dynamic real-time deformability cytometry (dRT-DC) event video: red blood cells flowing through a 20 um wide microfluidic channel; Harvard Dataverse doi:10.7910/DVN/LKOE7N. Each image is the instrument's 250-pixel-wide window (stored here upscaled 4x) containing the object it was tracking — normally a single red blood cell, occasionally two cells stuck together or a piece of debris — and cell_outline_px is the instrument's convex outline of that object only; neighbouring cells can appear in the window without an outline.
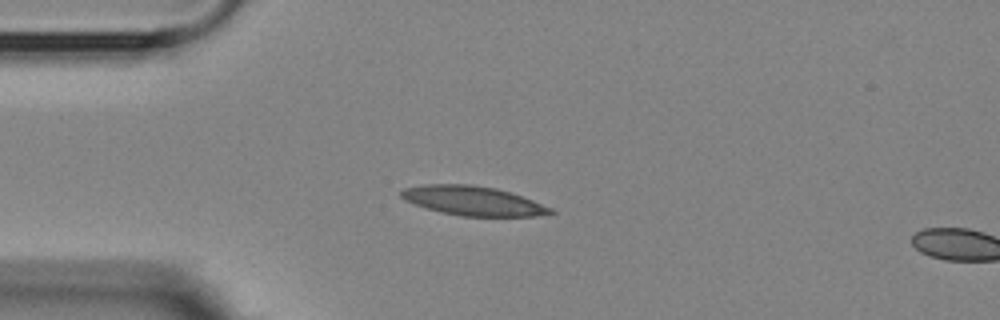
{"species": "Egyptian fruit bat (a non-hibernating species)", "species_latin": "Rousettus aegyptiacus", "temperature_condition": "room temperature", "stored_images_in_passage": 4, "segment_of_instrument_passage": [1, 2], "camera_frame_rate_fps": 3000, "um_per_image_px": 0.085, "animal": {"sex": "female"}, "frame": {"image": 1, "passage_image": 3, "time_ms": 2.333, "image_size_px": [1000, 320], "cell_outline_px": [[556, 212], [536, 216], [460, 216], [440, 212], [424, 208], [404, 200], [400, 196], [400, 192], [404, 188], [424, 184], [468, 184], [496, 188], [512, 192], [552, 208]], "centroid_in_image_um": [40.17, 17.06], "position_along_channel_um": 44.8, "area_um2": 25.61}}